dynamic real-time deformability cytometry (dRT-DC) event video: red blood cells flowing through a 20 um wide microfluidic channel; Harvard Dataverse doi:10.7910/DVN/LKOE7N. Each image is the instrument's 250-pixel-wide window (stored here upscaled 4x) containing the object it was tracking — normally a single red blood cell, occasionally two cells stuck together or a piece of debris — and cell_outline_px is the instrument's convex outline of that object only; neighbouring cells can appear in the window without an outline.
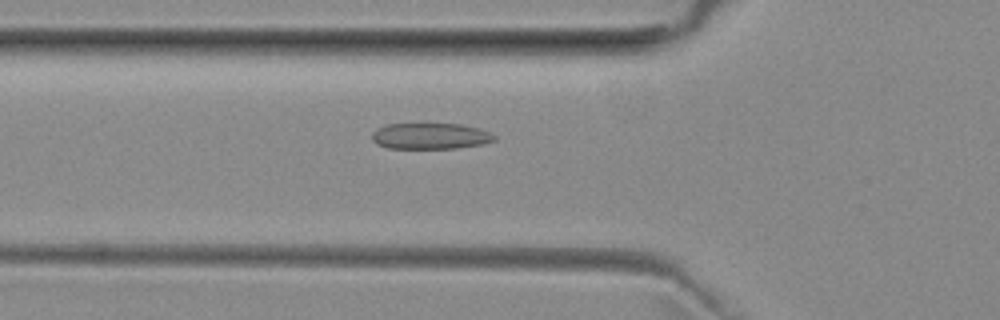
{"species": "common noctule bat (a hibernating species)", "species_latin": "Nyctalus noctula", "temperature_condition": "room temperature", "stored_images_in_passage": 26, "camera_frame_rate_fps": 3000, "um_per_image_px": 0.085, "animal": {"sex": "female", "body_mass_g": 29.2, "forearm_length_mm": 56.3}, "frame": {"image": 1, "passage_image": 5, "time_ms": 1.333, "image_size_px": [1000, 320], "cell_outline_px": [[496, 140], [484, 144], [456, 148], [388, 148], [376, 144], [372, 140], [372, 132], [376, 128], [388, 124], [460, 124], [480, 128], [496, 136]], "centroid_in_image_um": [36.58, 11.57], "position_along_channel_um": 89.2, "area_um2": 18.67}}
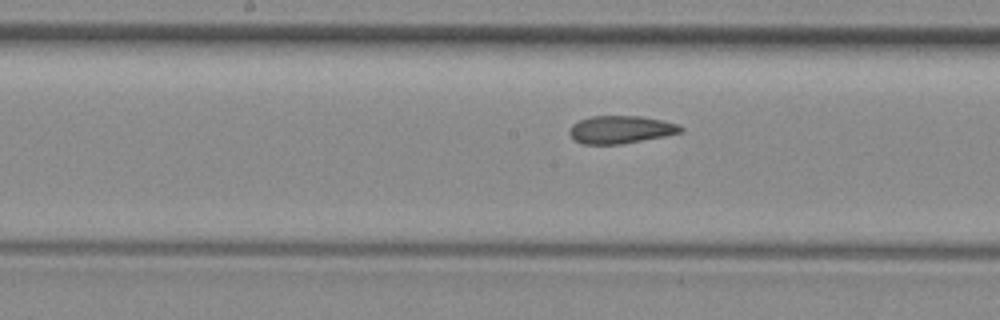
{"frame": {"image": 2, "passage_image": 13, "time_ms": 4.0, "image_size_px": [1000, 320], "cell_outline_px": [[684, 132], [664, 136], [620, 144], [580, 144], [568, 132], [572, 124], [580, 120], [592, 116], [640, 116], [660, 120], [676, 124], [684, 128]], "centroid_in_image_um": [52.75, 11.01], "position_along_channel_um": 195.5, "area_um2": 17.8}}
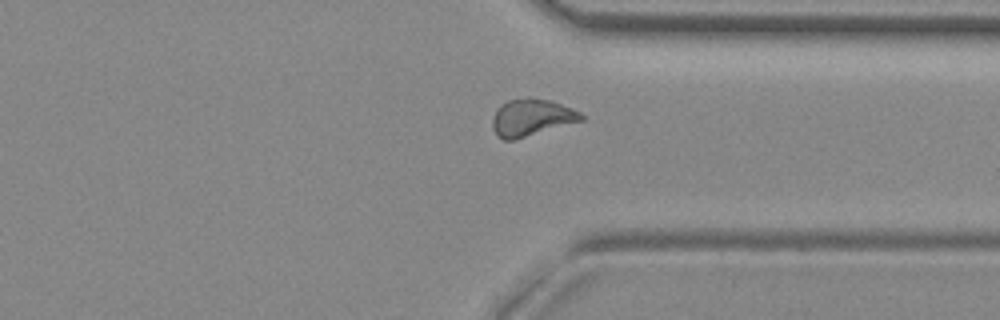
{"frame": {"image": 3, "passage_image": 26, "time_ms": 8.333, "image_size_px": [1000, 320], "cell_outline_px": [[584, 120], [516, 140], [504, 140], [496, 136], [492, 128], [492, 120], [496, 108], [508, 100], [548, 100], [572, 108], [580, 112], [584, 116]], "centroid_in_image_um": [45.16, 10.05], "position_along_channel_um": 366.2, "area_um2": 18.9}, "authors_computed_cell_mechanics": {"area_um2": 18.2937, "velocity_mm_per_s": 3.9615, "shape_relaxation_time_tau1_ms": 6.9595, "shape_relaxation_time_tau2_ms": 2.7407, "deformation_change_tau1": 0.1487, "deformation_change_tau2": 0.096}}